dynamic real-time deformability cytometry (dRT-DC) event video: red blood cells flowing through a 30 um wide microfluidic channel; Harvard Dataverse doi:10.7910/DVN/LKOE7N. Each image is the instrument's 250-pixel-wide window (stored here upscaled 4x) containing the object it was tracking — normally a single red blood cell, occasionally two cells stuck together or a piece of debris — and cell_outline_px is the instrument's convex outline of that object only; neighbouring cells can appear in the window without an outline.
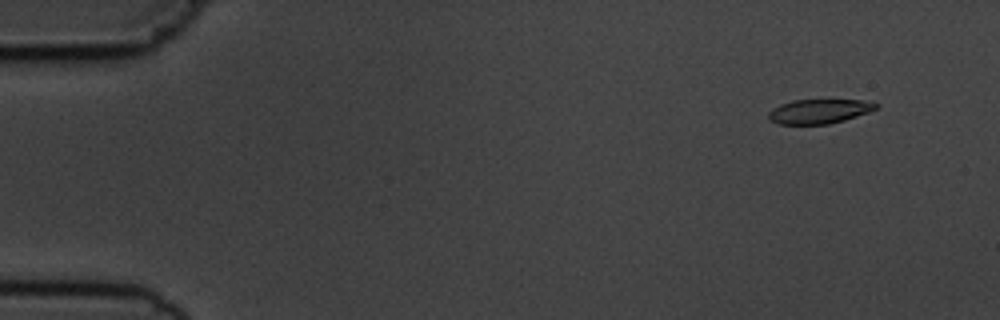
{"species": "common noctule bat (a hibernating species)", "species_latin": "Nyctalus noctula", "temperature_condition": "cold", "stored_images_in_passage": 5, "camera_frame_rate_fps": 3000, "um_per_image_px": 0.085, "animal": {"sex": "male", "body_mass_g": 19.5, "forearm_length_mm": 54.6}, "frame": {"image": 1, "passage_image": 2, "time_ms": 1.0, "image_size_px": [1000, 320], "cell_outline_px": [[880, 104], [876, 108], [868, 112], [844, 120], [828, 124], [780, 124], [768, 120], [768, 112], [772, 108], [780, 104], [792, 100], [864, 100]], "centroid_in_image_um": [69.59, 9.46], "position_along_channel_um": 15.4, "area_um2": 15.26}}
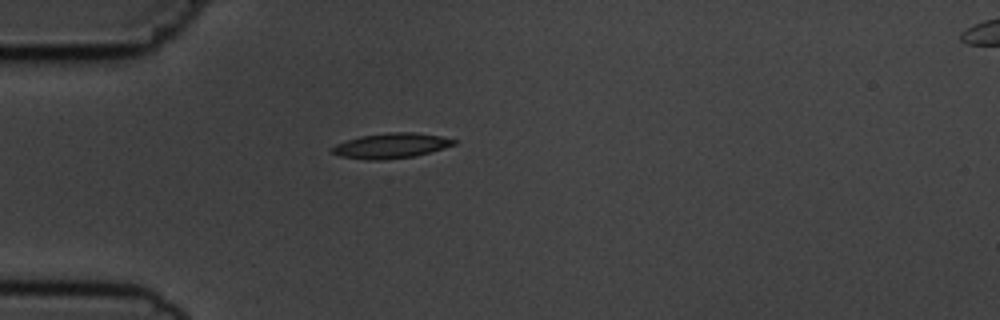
{"frame": {"image": 2, "passage_image": 5, "time_ms": 4.667, "image_size_px": [1000, 320], "cell_outline_px": [[456, 144], [444, 148], [416, 156], [384, 160], [368, 160], [340, 156], [332, 152], [332, 148], [336, 144], [360, 136], [388, 132], [416, 132], [440, 136], [456, 140]], "centroid_in_image_um": [33.26, 12.38], "position_along_channel_um": 51.7, "area_um2": 17.8}}